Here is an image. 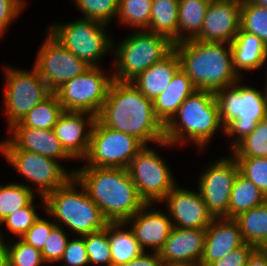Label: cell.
<instances>
[{"instance_id":"7bdbcfd3","label":"cell","mask_w":267,"mask_h":266,"mask_svg":"<svg viewBox=\"0 0 267 266\" xmlns=\"http://www.w3.org/2000/svg\"><path fill=\"white\" fill-rule=\"evenodd\" d=\"M60 261H64L63 266H86V264H89L84 238L78 237L68 240Z\"/></svg>"},{"instance_id":"ac0fdd59","label":"cell","mask_w":267,"mask_h":266,"mask_svg":"<svg viewBox=\"0 0 267 266\" xmlns=\"http://www.w3.org/2000/svg\"><path fill=\"white\" fill-rule=\"evenodd\" d=\"M95 121L96 116L89 112L64 111L58 118L53 131L73 160L86 158Z\"/></svg>"},{"instance_id":"816d5d0a","label":"cell","mask_w":267,"mask_h":266,"mask_svg":"<svg viewBox=\"0 0 267 266\" xmlns=\"http://www.w3.org/2000/svg\"><path fill=\"white\" fill-rule=\"evenodd\" d=\"M251 1L257 5L267 7V0H251Z\"/></svg>"},{"instance_id":"ffe728a7","label":"cell","mask_w":267,"mask_h":266,"mask_svg":"<svg viewBox=\"0 0 267 266\" xmlns=\"http://www.w3.org/2000/svg\"><path fill=\"white\" fill-rule=\"evenodd\" d=\"M12 138L0 143V149H20L34 152L55 160L72 159L63 149L53 129L10 127Z\"/></svg>"},{"instance_id":"cb8c5ba5","label":"cell","mask_w":267,"mask_h":266,"mask_svg":"<svg viewBox=\"0 0 267 266\" xmlns=\"http://www.w3.org/2000/svg\"><path fill=\"white\" fill-rule=\"evenodd\" d=\"M234 70L242 77L241 71H252L267 61V45L256 35L239 29L230 44Z\"/></svg>"},{"instance_id":"4fadbf2b","label":"cell","mask_w":267,"mask_h":266,"mask_svg":"<svg viewBox=\"0 0 267 266\" xmlns=\"http://www.w3.org/2000/svg\"><path fill=\"white\" fill-rule=\"evenodd\" d=\"M0 152L26 180L36 185L43 202L48 193L65 185L75 173L67 172L57 160L34 152L20 149H0Z\"/></svg>"},{"instance_id":"74e56055","label":"cell","mask_w":267,"mask_h":266,"mask_svg":"<svg viewBox=\"0 0 267 266\" xmlns=\"http://www.w3.org/2000/svg\"><path fill=\"white\" fill-rule=\"evenodd\" d=\"M87 19L109 24L117 16L119 0H74Z\"/></svg>"},{"instance_id":"6da1fadb","label":"cell","mask_w":267,"mask_h":266,"mask_svg":"<svg viewBox=\"0 0 267 266\" xmlns=\"http://www.w3.org/2000/svg\"><path fill=\"white\" fill-rule=\"evenodd\" d=\"M96 119L104 126L132 135L144 145L168 146L164 125L156 117L153 101L131 82L113 80Z\"/></svg>"},{"instance_id":"4316f807","label":"cell","mask_w":267,"mask_h":266,"mask_svg":"<svg viewBox=\"0 0 267 266\" xmlns=\"http://www.w3.org/2000/svg\"><path fill=\"white\" fill-rule=\"evenodd\" d=\"M210 1L179 0L178 43L195 39L200 34Z\"/></svg>"},{"instance_id":"603a6c76","label":"cell","mask_w":267,"mask_h":266,"mask_svg":"<svg viewBox=\"0 0 267 266\" xmlns=\"http://www.w3.org/2000/svg\"><path fill=\"white\" fill-rule=\"evenodd\" d=\"M180 68V58L175 49H173L161 61H158L139 74L131 83L144 96L153 101L159 94L165 91Z\"/></svg>"},{"instance_id":"7402d4cb","label":"cell","mask_w":267,"mask_h":266,"mask_svg":"<svg viewBox=\"0 0 267 266\" xmlns=\"http://www.w3.org/2000/svg\"><path fill=\"white\" fill-rule=\"evenodd\" d=\"M205 229L173 227L167 241L158 252L161 259L199 266L203 255Z\"/></svg>"},{"instance_id":"f1b7e54d","label":"cell","mask_w":267,"mask_h":266,"mask_svg":"<svg viewBox=\"0 0 267 266\" xmlns=\"http://www.w3.org/2000/svg\"><path fill=\"white\" fill-rule=\"evenodd\" d=\"M125 223H108V237L112 253V266H119L138 257L142 252L131 229L122 230Z\"/></svg>"},{"instance_id":"f5cc1de1","label":"cell","mask_w":267,"mask_h":266,"mask_svg":"<svg viewBox=\"0 0 267 266\" xmlns=\"http://www.w3.org/2000/svg\"><path fill=\"white\" fill-rule=\"evenodd\" d=\"M267 76V75H266ZM266 89V92H267V78H266V85L264 87Z\"/></svg>"},{"instance_id":"1f68e13d","label":"cell","mask_w":267,"mask_h":266,"mask_svg":"<svg viewBox=\"0 0 267 266\" xmlns=\"http://www.w3.org/2000/svg\"><path fill=\"white\" fill-rule=\"evenodd\" d=\"M35 192L27 185L10 183L0 185V223L12 212L27 207L35 200Z\"/></svg>"},{"instance_id":"d6a6232c","label":"cell","mask_w":267,"mask_h":266,"mask_svg":"<svg viewBox=\"0 0 267 266\" xmlns=\"http://www.w3.org/2000/svg\"><path fill=\"white\" fill-rule=\"evenodd\" d=\"M152 0H119L117 19L138 30H148Z\"/></svg>"},{"instance_id":"60d3db41","label":"cell","mask_w":267,"mask_h":266,"mask_svg":"<svg viewBox=\"0 0 267 266\" xmlns=\"http://www.w3.org/2000/svg\"><path fill=\"white\" fill-rule=\"evenodd\" d=\"M63 229V227L56 225L50 232L41 251L45 263L60 262L69 240Z\"/></svg>"},{"instance_id":"d6986e66","label":"cell","mask_w":267,"mask_h":266,"mask_svg":"<svg viewBox=\"0 0 267 266\" xmlns=\"http://www.w3.org/2000/svg\"><path fill=\"white\" fill-rule=\"evenodd\" d=\"M153 204L146 203L133 217L125 224L130 225L135 239L138 241L143 251L145 248H152V252H159L167 241L173 228L169 215L161 210L150 211Z\"/></svg>"},{"instance_id":"f546056e","label":"cell","mask_w":267,"mask_h":266,"mask_svg":"<svg viewBox=\"0 0 267 266\" xmlns=\"http://www.w3.org/2000/svg\"><path fill=\"white\" fill-rule=\"evenodd\" d=\"M234 220L238 223L243 240L254 247L267 241V201L243 212Z\"/></svg>"},{"instance_id":"f6af8a7d","label":"cell","mask_w":267,"mask_h":266,"mask_svg":"<svg viewBox=\"0 0 267 266\" xmlns=\"http://www.w3.org/2000/svg\"><path fill=\"white\" fill-rule=\"evenodd\" d=\"M256 247L249 243L235 248L223 258L211 263L209 266H246L251 253Z\"/></svg>"},{"instance_id":"7dc6e473","label":"cell","mask_w":267,"mask_h":266,"mask_svg":"<svg viewBox=\"0 0 267 266\" xmlns=\"http://www.w3.org/2000/svg\"><path fill=\"white\" fill-rule=\"evenodd\" d=\"M246 266H267L264 256L256 248L250 255Z\"/></svg>"},{"instance_id":"ba28073f","label":"cell","mask_w":267,"mask_h":266,"mask_svg":"<svg viewBox=\"0 0 267 266\" xmlns=\"http://www.w3.org/2000/svg\"><path fill=\"white\" fill-rule=\"evenodd\" d=\"M106 27L105 23L81 18L66 24H55L49 27L48 32L90 67H100L98 60L112 51L114 43L106 34Z\"/></svg>"},{"instance_id":"3957f363","label":"cell","mask_w":267,"mask_h":266,"mask_svg":"<svg viewBox=\"0 0 267 266\" xmlns=\"http://www.w3.org/2000/svg\"><path fill=\"white\" fill-rule=\"evenodd\" d=\"M174 49L180 58L181 69L196 90L216 93L241 79L233 67L230 43L191 39L174 44Z\"/></svg>"},{"instance_id":"d590c367","label":"cell","mask_w":267,"mask_h":266,"mask_svg":"<svg viewBox=\"0 0 267 266\" xmlns=\"http://www.w3.org/2000/svg\"><path fill=\"white\" fill-rule=\"evenodd\" d=\"M85 241V249L89 258V264L112 266V253L108 237V224L100 231L82 236Z\"/></svg>"},{"instance_id":"277c9868","label":"cell","mask_w":267,"mask_h":266,"mask_svg":"<svg viewBox=\"0 0 267 266\" xmlns=\"http://www.w3.org/2000/svg\"><path fill=\"white\" fill-rule=\"evenodd\" d=\"M219 128L224 131L215 93L195 90L164 125L165 141L173 146L188 139L201 149Z\"/></svg>"},{"instance_id":"30bf717a","label":"cell","mask_w":267,"mask_h":266,"mask_svg":"<svg viewBox=\"0 0 267 266\" xmlns=\"http://www.w3.org/2000/svg\"><path fill=\"white\" fill-rule=\"evenodd\" d=\"M145 145L136 137L102 125L97 119L93 125L87 166L124 168Z\"/></svg>"},{"instance_id":"c3c4849f","label":"cell","mask_w":267,"mask_h":266,"mask_svg":"<svg viewBox=\"0 0 267 266\" xmlns=\"http://www.w3.org/2000/svg\"><path fill=\"white\" fill-rule=\"evenodd\" d=\"M3 237L1 236L0 233V266H7L6 262V248H5V243L3 241Z\"/></svg>"},{"instance_id":"83f0119b","label":"cell","mask_w":267,"mask_h":266,"mask_svg":"<svg viewBox=\"0 0 267 266\" xmlns=\"http://www.w3.org/2000/svg\"><path fill=\"white\" fill-rule=\"evenodd\" d=\"M267 201V197L250 180L238 173L230 194L228 218L234 219Z\"/></svg>"},{"instance_id":"f907efd6","label":"cell","mask_w":267,"mask_h":266,"mask_svg":"<svg viewBox=\"0 0 267 266\" xmlns=\"http://www.w3.org/2000/svg\"><path fill=\"white\" fill-rule=\"evenodd\" d=\"M257 249L259 252L264 256L265 260L267 261V241L261 243Z\"/></svg>"},{"instance_id":"8992f818","label":"cell","mask_w":267,"mask_h":266,"mask_svg":"<svg viewBox=\"0 0 267 266\" xmlns=\"http://www.w3.org/2000/svg\"><path fill=\"white\" fill-rule=\"evenodd\" d=\"M241 79L233 86L215 93L224 133L236 136L232 149L253 132L256 123L267 117V92L241 85Z\"/></svg>"},{"instance_id":"7a4b0ae2","label":"cell","mask_w":267,"mask_h":266,"mask_svg":"<svg viewBox=\"0 0 267 266\" xmlns=\"http://www.w3.org/2000/svg\"><path fill=\"white\" fill-rule=\"evenodd\" d=\"M74 171L75 179L109 223H125L146 204L127 169L85 166Z\"/></svg>"},{"instance_id":"5bb4252c","label":"cell","mask_w":267,"mask_h":266,"mask_svg":"<svg viewBox=\"0 0 267 266\" xmlns=\"http://www.w3.org/2000/svg\"><path fill=\"white\" fill-rule=\"evenodd\" d=\"M43 43L33 67L53 93L65 82L90 68L49 32Z\"/></svg>"},{"instance_id":"5b68a950","label":"cell","mask_w":267,"mask_h":266,"mask_svg":"<svg viewBox=\"0 0 267 266\" xmlns=\"http://www.w3.org/2000/svg\"><path fill=\"white\" fill-rule=\"evenodd\" d=\"M77 185L81 189L77 190ZM43 208L51 218H55L57 226L64 223L79 237L103 230L109 223L74 176L44 197Z\"/></svg>"},{"instance_id":"d4e9b609","label":"cell","mask_w":267,"mask_h":266,"mask_svg":"<svg viewBox=\"0 0 267 266\" xmlns=\"http://www.w3.org/2000/svg\"><path fill=\"white\" fill-rule=\"evenodd\" d=\"M195 90L191 79L180 68L165 91L153 100L156 117L165 125L177 112L183 101Z\"/></svg>"},{"instance_id":"484cf974","label":"cell","mask_w":267,"mask_h":266,"mask_svg":"<svg viewBox=\"0 0 267 266\" xmlns=\"http://www.w3.org/2000/svg\"><path fill=\"white\" fill-rule=\"evenodd\" d=\"M179 0H152L151 17L147 31L167 37L178 43Z\"/></svg>"},{"instance_id":"44dd1931","label":"cell","mask_w":267,"mask_h":266,"mask_svg":"<svg viewBox=\"0 0 267 266\" xmlns=\"http://www.w3.org/2000/svg\"><path fill=\"white\" fill-rule=\"evenodd\" d=\"M244 243L234 219L215 218L205 229L204 250L199 266H209Z\"/></svg>"},{"instance_id":"52a82bcc","label":"cell","mask_w":267,"mask_h":266,"mask_svg":"<svg viewBox=\"0 0 267 266\" xmlns=\"http://www.w3.org/2000/svg\"><path fill=\"white\" fill-rule=\"evenodd\" d=\"M113 48L116 57L113 79L131 82L166 57L174 49V44L165 36L140 30L127 36L119 45L113 44Z\"/></svg>"},{"instance_id":"8d00e7d4","label":"cell","mask_w":267,"mask_h":266,"mask_svg":"<svg viewBox=\"0 0 267 266\" xmlns=\"http://www.w3.org/2000/svg\"><path fill=\"white\" fill-rule=\"evenodd\" d=\"M7 266H42V252L21 238L16 242H5Z\"/></svg>"},{"instance_id":"b9f144b4","label":"cell","mask_w":267,"mask_h":266,"mask_svg":"<svg viewBox=\"0 0 267 266\" xmlns=\"http://www.w3.org/2000/svg\"><path fill=\"white\" fill-rule=\"evenodd\" d=\"M55 226L56 223L54 221H48L39 217L21 239L42 251L50 232Z\"/></svg>"},{"instance_id":"f35d334b","label":"cell","mask_w":267,"mask_h":266,"mask_svg":"<svg viewBox=\"0 0 267 266\" xmlns=\"http://www.w3.org/2000/svg\"><path fill=\"white\" fill-rule=\"evenodd\" d=\"M240 173L267 197V158H235Z\"/></svg>"},{"instance_id":"836d02e7","label":"cell","mask_w":267,"mask_h":266,"mask_svg":"<svg viewBox=\"0 0 267 266\" xmlns=\"http://www.w3.org/2000/svg\"><path fill=\"white\" fill-rule=\"evenodd\" d=\"M234 158H267V117L256 123L252 133L233 149Z\"/></svg>"},{"instance_id":"9c48e42d","label":"cell","mask_w":267,"mask_h":266,"mask_svg":"<svg viewBox=\"0 0 267 266\" xmlns=\"http://www.w3.org/2000/svg\"><path fill=\"white\" fill-rule=\"evenodd\" d=\"M113 80V76L107 75L103 68L90 67L65 82L54 93L64 111L89 112L97 116Z\"/></svg>"},{"instance_id":"681fc988","label":"cell","mask_w":267,"mask_h":266,"mask_svg":"<svg viewBox=\"0 0 267 266\" xmlns=\"http://www.w3.org/2000/svg\"><path fill=\"white\" fill-rule=\"evenodd\" d=\"M158 266H191V265L184 264V263H178V262H170V261H166V260L161 259L159 261Z\"/></svg>"},{"instance_id":"e575fe53","label":"cell","mask_w":267,"mask_h":266,"mask_svg":"<svg viewBox=\"0 0 267 266\" xmlns=\"http://www.w3.org/2000/svg\"><path fill=\"white\" fill-rule=\"evenodd\" d=\"M240 29L256 35L267 45V7L242 0Z\"/></svg>"},{"instance_id":"e0dca14e","label":"cell","mask_w":267,"mask_h":266,"mask_svg":"<svg viewBox=\"0 0 267 266\" xmlns=\"http://www.w3.org/2000/svg\"><path fill=\"white\" fill-rule=\"evenodd\" d=\"M241 5L242 0H211L195 39L231 44L240 29Z\"/></svg>"},{"instance_id":"2e32d148","label":"cell","mask_w":267,"mask_h":266,"mask_svg":"<svg viewBox=\"0 0 267 266\" xmlns=\"http://www.w3.org/2000/svg\"><path fill=\"white\" fill-rule=\"evenodd\" d=\"M161 202H166L173 227L206 229L215 219L199 191L176 186Z\"/></svg>"},{"instance_id":"4dcf8cb0","label":"cell","mask_w":267,"mask_h":266,"mask_svg":"<svg viewBox=\"0 0 267 266\" xmlns=\"http://www.w3.org/2000/svg\"><path fill=\"white\" fill-rule=\"evenodd\" d=\"M64 112L55 93H52L43 102L37 104L19 123L12 127H32L37 129H53L58 118Z\"/></svg>"},{"instance_id":"7c38bea8","label":"cell","mask_w":267,"mask_h":266,"mask_svg":"<svg viewBox=\"0 0 267 266\" xmlns=\"http://www.w3.org/2000/svg\"><path fill=\"white\" fill-rule=\"evenodd\" d=\"M145 145L127 167L137 192L145 203L161 202L176 185L172 172L162 157Z\"/></svg>"},{"instance_id":"bcb514c9","label":"cell","mask_w":267,"mask_h":266,"mask_svg":"<svg viewBox=\"0 0 267 266\" xmlns=\"http://www.w3.org/2000/svg\"><path fill=\"white\" fill-rule=\"evenodd\" d=\"M161 260L158 252L146 253L143 251L138 257L119 266H158Z\"/></svg>"},{"instance_id":"9a60e30c","label":"cell","mask_w":267,"mask_h":266,"mask_svg":"<svg viewBox=\"0 0 267 266\" xmlns=\"http://www.w3.org/2000/svg\"><path fill=\"white\" fill-rule=\"evenodd\" d=\"M222 158L202 172L198 190L214 218H228V205L234 181L240 172L237 160Z\"/></svg>"},{"instance_id":"ee69618b","label":"cell","mask_w":267,"mask_h":266,"mask_svg":"<svg viewBox=\"0 0 267 266\" xmlns=\"http://www.w3.org/2000/svg\"><path fill=\"white\" fill-rule=\"evenodd\" d=\"M25 5V0H0V36L6 32V29L18 17Z\"/></svg>"},{"instance_id":"8fae6325","label":"cell","mask_w":267,"mask_h":266,"mask_svg":"<svg viewBox=\"0 0 267 266\" xmlns=\"http://www.w3.org/2000/svg\"><path fill=\"white\" fill-rule=\"evenodd\" d=\"M32 69H4L7 82L4 103L9 128L23 120L31 109L53 93L38 71L34 67Z\"/></svg>"},{"instance_id":"ab89813d","label":"cell","mask_w":267,"mask_h":266,"mask_svg":"<svg viewBox=\"0 0 267 266\" xmlns=\"http://www.w3.org/2000/svg\"><path fill=\"white\" fill-rule=\"evenodd\" d=\"M33 203L34 200L27 206L19 209V211L12 212L0 225L5 224L7 230L9 229L11 233L22 236L32 227L34 222L39 218L36 212V205Z\"/></svg>"}]
</instances>
